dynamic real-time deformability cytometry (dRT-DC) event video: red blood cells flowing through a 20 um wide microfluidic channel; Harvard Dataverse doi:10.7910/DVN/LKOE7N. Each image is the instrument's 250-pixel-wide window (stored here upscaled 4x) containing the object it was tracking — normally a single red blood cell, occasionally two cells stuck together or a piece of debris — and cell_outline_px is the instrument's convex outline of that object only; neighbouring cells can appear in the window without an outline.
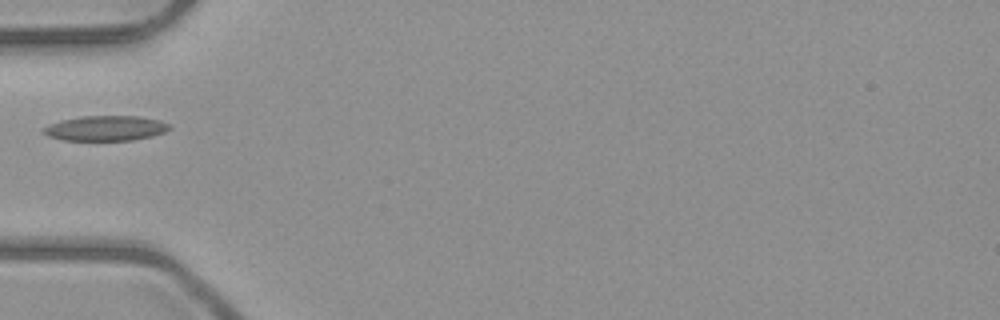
{"species": "common noctule bat (a hibernating species)", "species_latin": "Nyctalus noctula", "temperature_condition": "room temperature", "stored_images_in_passage": 5, "camera_frame_rate_fps": 3000, "um_per_image_px": 0.085, "animal": {"sex": "male", "body_mass_g": 23.1, "forearm_length_mm": 52.7}, "frame": {"image": 1, "passage_image": 3, "time_ms": 2.333, "image_size_px": [1000, 320], "cell_outline_px": [[172, 128], [164, 132], [152, 136], [132, 140], [64, 140], [48, 136], [40, 128], [60, 120], [80, 116], [140, 116], [160, 120], [168, 124]], "centroid_in_image_um": [8.97, 10.89], "position_along_channel_um": 76.0, "area_um2": 18.44}}
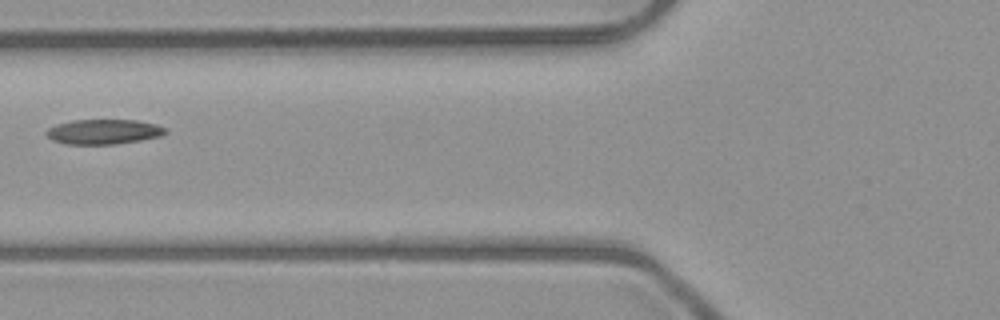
{"frame": {"image": 2, "passage_image": 4, "time_ms": 3.333, "image_size_px": [1000, 320], "cell_outline_px": [[168, 132], [160, 136], [140, 140], [116, 144], [68, 144], [52, 140], [44, 132], [48, 128], [56, 124], [72, 120], [136, 120], [156, 124], [164, 128]], "centroid_in_image_um": [8.78, 11.19], "position_along_channel_um": 117.0, "area_um2": 17.22}}
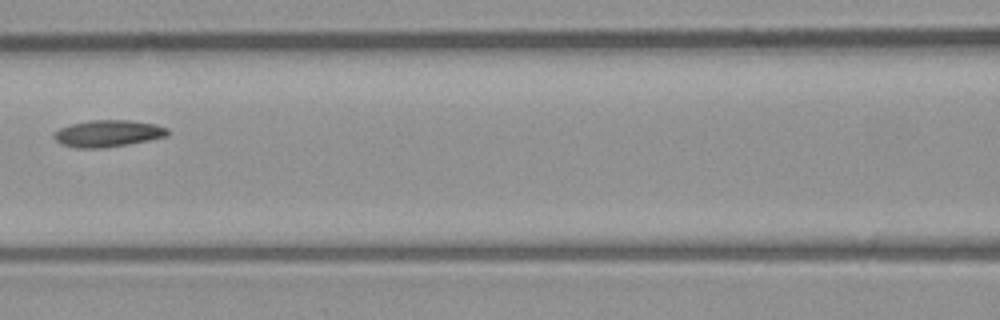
{"frame": {"image": 3, "passage_image": 5, "time_ms": 4.333, "image_size_px": [1000, 320], "cell_outline_px": [[168, 136], [128, 144], [100, 148], [76, 148], [60, 144], [52, 136], [60, 128], [72, 124], [92, 120], [128, 120], [156, 124], [168, 128]], "centroid_in_image_um": [9.18, 11.34], "position_along_channel_um": 157.4, "area_um2": 17.63}}